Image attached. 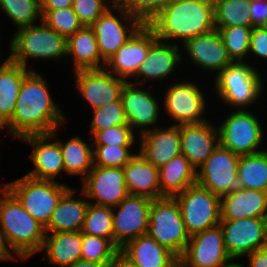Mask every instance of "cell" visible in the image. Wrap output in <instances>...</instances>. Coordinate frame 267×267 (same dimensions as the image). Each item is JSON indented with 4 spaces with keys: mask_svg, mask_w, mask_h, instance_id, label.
Returning <instances> with one entry per match:
<instances>
[{
    "mask_svg": "<svg viewBox=\"0 0 267 267\" xmlns=\"http://www.w3.org/2000/svg\"><path fill=\"white\" fill-rule=\"evenodd\" d=\"M67 118L53 100L47 80L32 70L23 80L12 118L4 125L11 137L51 133Z\"/></svg>",
    "mask_w": 267,
    "mask_h": 267,
    "instance_id": "6da1fadb",
    "label": "cell"
},
{
    "mask_svg": "<svg viewBox=\"0 0 267 267\" xmlns=\"http://www.w3.org/2000/svg\"><path fill=\"white\" fill-rule=\"evenodd\" d=\"M148 25L157 39L181 41L184 45L189 39L216 29L213 0H171Z\"/></svg>",
    "mask_w": 267,
    "mask_h": 267,
    "instance_id": "7a4b0ae2",
    "label": "cell"
},
{
    "mask_svg": "<svg viewBox=\"0 0 267 267\" xmlns=\"http://www.w3.org/2000/svg\"><path fill=\"white\" fill-rule=\"evenodd\" d=\"M0 225L10 247L20 259L26 260L40 252L46 235L45 227L4 185L0 188Z\"/></svg>",
    "mask_w": 267,
    "mask_h": 267,
    "instance_id": "3957f363",
    "label": "cell"
},
{
    "mask_svg": "<svg viewBox=\"0 0 267 267\" xmlns=\"http://www.w3.org/2000/svg\"><path fill=\"white\" fill-rule=\"evenodd\" d=\"M7 59L27 68L28 59L60 60L67 56V38L43 21L17 29L9 43ZM63 57V58H62Z\"/></svg>",
    "mask_w": 267,
    "mask_h": 267,
    "instance_id": "277c9868",
    "label": "cell"
},
{
    "mask_svg": "<svg viewBox=\"0 0 267 267\" xmlns=\"http://www.w3.org/2000/svg\"><path fill=\"white\" fill-rule=\"evenodd\" d=\"M257 71L250 63L233 62L214 76L216 95L235 109L251 108L264 91V81Z\"/></svg>",
    "mask_w": 267,
    "mask_h": 267,
    "instance_id": "5b68a950",
    "label": "cell"
},
{
    "mask_svg": "<svg viewBox=\"0 0 267 267\" xmlns=\"http://www.w3.org/2000/svg\"><path fill=\"white\" fill-rule=\"evenodd\" d=\"M4 185L23 208L46 227L61 197L71 188L52 180H39L23 175Z\"/></svg>",
    "mask_w": 267,
    "mask_h": 267,
    "instance_id": "8992f818",
    "label": "cell"
},
{
    "mask_svg": "<svg viewBox=\"0 0 267 267\" xmlns=\"http://www.w3.org/2000/svg\"><path fill=\"white\" fill-rule=\"evenodd\" d=\"M147 234L177 257L183 255L190 236L174 197H162L152 201Z\"/></svg>",
    "mask_w": 267,
    "mask_h": 267,
    "instance_id": "52a82bcc",
    "label": "cell"
},
{
    "mask_svg": "<svg viewBox=\"0 0 267 267\" xmlns=\"http://www.w3.org/2000/svg\"><path fill=\"white\" fill-rule=\"evenodd\" d=\"M179 204L185 229L191 237L215 227L221 221V197L199 184L174 196Z\"/></svg>",
    "mask_w": 267,
    "mask_h": 267,
    "instance_id": "ba28073f",
    "label": "cell"
},
{
    "mask_svg": "<svg viewBox=\"0 0 267 267\" xmlns=\"http://www.w3.org/2000/svg\"><path fill=\"white\" fill-rule=\"evenodd\" d=\"M260 124L250 110H233L218 126L219 144L240 156L261 152L264 132Z\"/></svg>",
    "mask_w": 267,
    "mask_h": 267,
    "instance_id": "9c48e42d",
    "label": "cell"
},
{
    "mask_svg": "<svg viewBox=\"0 0 267 267\" xmlns=\"http://www.w3.org/2000/svg\"><path fill=\"white\" fill-rule=\"evenodd\" d=\"M240 155L219 144L196 170V183L220 197L244 189L237 176Z\"/></svg>",
    "mask_w": 267,
    "mask_h": 267,
    "instance_id": "30bf717a",
    "label": "cell"
},
{
    "mask_svg": "<svg viewBox=\"0 0 267 267\" xmlns=\"http://www.w3.org/2000/svg\"><path fill=\"white\" fill-rule=\"evenodd\" d=\"M224 245L229 257L234 260L265 248L267 218L221 219Z\"/></svg>",
    "mask_w": 267,
    "mask_h": 267,
    "instance_id": "8fae6325",
    "label": "cell"
},
{
    "mask_svg": "<svg viewBox=\"0 0 267 267\" xmlns=\"http://www.w3.org/2000/svg\"><path fill=\"white\" fill-rule=\"evenodd\" d=\"M170 84L163 97L164 110L175 126L197 124L206 121L204 118L206 98L202 90L191 80Z\"/></svg>",
    "mask_w": 267,
    "mask_h": 267,
    "instance_id": "7c38bea8",
    "label": "cell"
},
{
    "mask_svg": "<svg viewBox=\"0 0 267 267\" xmlns=\"http://www.w3.org/2000/svg\"><path fill=\"white\" fill-rule=\"evenodd\" d=\"M152 201L148 197L128 194L112 207L114 245L119 250L132 239L147 234Z\"/></svg>",
    "mask_w": 267,
    "mask_h": 267,
    "instance_id": "4fadbf2b",
    "label": "cell"
},
{
    "mask_svg": "<svg viewBox=\"0 0 267 267\" xmlns=\"http://www.w3.org/2000/svg\"><path fill=\"white\" fill-rule=\"evenodd\" d=\"M114 13H120L121 19ZM141 25L137 18L114 3L91 25L101 57L107 61Z\"/></svg>",
    "mask_w": 267,
    "mask_h": 267,
    "instance_id": "5bb4252c",
    "label": "cell"
},
{
    "mask_svg": "<svg viewBox=\"0 0 267 267\" xmlns=\"http://www.w3.org/2000/svg\"><path fill=\"white\" fill-rule=\"evenodd\" d=\"M81 191L89 203L117 206L128 195L123 168L93 166L82 180Z\"/></svg>",
    "mask_w": 267,
    "mask_h": 267,
    "instance_id": "9a60e30c",
    "label": "cell"
},
{
    "mask_svg": "<svg viewBox=\"0 0 267 267\" xmlns=\"http://www.w3.org/2000/svg\"><path fill=\"white\" fill-rule=\"evenodd\" d=\"M75 87L92 111L120 99L126 80L110 73L106 68L75 71Z\"/></svg>",
    "mask_w": 267,
    "mask_h": 267,
    "instance_id": "2e32d148",
    "label": "cell"
},
{
    "mask_svg": "<svg viewBox=\"0 0 267 267\" xmlns=\"http://www.w3.org/2000/svg\"><path fill=\"white\" fill-rule=\"evenodd\" d=\"M181 258L193 267H228L233 263L220 224L192 235Z\"/></svg>",
    "mask_w": 267,
    "mask_h": 267,
    "instance_id": "e0dca14e",
    "label": "cell"
},
{
    "mask_svg": "<svg viewBox=\"0 0 267 267\" xmlns=\"http://www.w3.org/2000/svg\"><path fill=\"white\" fill-rule=\"evenodd\" d=\"M58 129L51 133L25 135L19 139L33 148L29 157L34 167L25 175L39 180L56 181L55 178L60 173H65L60 144L57 139L51 141L58 134Z\"/></svg>",
    "mask_w": 267,
    "mask_h": 267,
    "instance_id": "ac0fdd59",
    "label": "cell"
},
{
    "mask_svg": "<svg viewBox=\"0 0 267 267\" xmlns=\"http://www.w3.org/2000/svg\"><path fill=\"white\" fill-rule=\"evenodd\" d=\"M157 40L153 29L142 24L128 41L107 61L105 68L112 74L126 81L133 77L140 64L149 53L150 46Z\"/></svg>",
    "mask_w": 267,
    "mask_h": 267,
    "instance_id": "d6986e66",
    "label": "cell"
},
{
    "mask_svg": "<svg viewBox=\"0 0 267 267\" xmlns=\"http://www.w3.org/2000/svg\"><path fill=\"white\" fill-rule=\"evenodd\" d=\"M141 86L126 81L120 94L127 122L133 131L140 128L138 135L157 127L154 125L158 124L161 109L153 93L141 89Z\"/></svg>",
    "mask_w": 267,
    "mask_h": 267,
    "instance_id": "ffe728a7",
    "label": "cell"
},
{
    "mask_svg": "<svg viewBox=\"0 0 267 267\" xmlns=\"http://www.w3.org/2000/svg\"><path fill=\"white\" fill-rule=\"evenodd\" d=\"M180 45L157 39L149 48V53L140 64L136 74L132 77L134 84L144 85L149 80L168 79L182 62ZM146 81V82H145Z\"/></svg>",
    "mask_w": 267,
    "mask_h": 267,
    "instance_id": "44dd1931",
    "label": "cell"
},
{
    "mask_svg": "<svg viewBox=\"0 0 267 267\" xmlns=\"http://www.w3.org/2000/svg\"><path fill=\"white\" fill-rule=\"evenodd\" d=\"M182 47L191 63L202 71H213L218 75L233 63L217 29L189 39Z\"/></svg>",
    "mask_w": 267,
    "mask_h": 267,
    "instance_id": "7402d4cb",
    "label": "cell"
},
{
    "mask_svg": "<svg viewBox=\"0 0 267 267\" xmlns=\"http://www.w3.org/2000/svg\"><path fill=\"white\" fill-rule=\"evenodd\" d=\"M181 153L197 170L219 145L218 127L210 120L180 125Z\"/></svg>",
    "mask_w": 267,
    "mask_h": 267,
    "instance_id": "603a6c76",
    "label": "cell"
},
{
    "mask_svg": "<svg viewBox=\"0 0 267 267\" xmlns=\"http://www.w3.org/2000/svg\"><path fill=\"white\" fill-rule=\"evenodd\" d=\"M139 153L156 168L181 154L180 125L156 127L140 135Z\"/></svg>",
    "mask_w": 267,
    "mask_h": 267,
    "instance_id": "cb8c5ba5",
    "label": "cell"
},
{
    "mask_svg": "<svg viewBox=\"0 0 267 267\" xmlns=\"http://www.w3.org/2000/svg\"><path fill=\"white\" fill-rule=\"evenodd\" d=\"M78 190L70 188L60 199L52 213L45 232H78L82 231L86 212L89 206L85 194L81 191V197H74Z\"/></svg>",
    "mask_w": 267,
    "mask_h": 267,
    "instance_id": "d4e9b609",
    "label": "cell"
},
{
    "mask_svg": "<svg viewBox=\"0 0 267 267\" xmlns=\"http://www.w3.org/2000/svg\"><path fill=\"white\" fill-rule=\"evenodd\" d=\"M221 219L267 218V192L242 189L221 197Z\"/></svg>",
    "mask_w": 267,
    "mask_h": 267,
    "instance_id": "484cf974",
    "label": "cell"
},
{
    "mask_svg": "<svg viewBox=\"0 0 267 267\" xmlns=\"http://www.w3.org/2000/svg\"><path fill=\"white\" fill-rule=\"evenodd\" d=\"M128 194L160 198L159 169L139 152L123 167Z\"/></svg>",
    "mask_w": 267,
    "mask_h": 267,
    "instance_id": "4316f807",
    "label": "cell"
},
{
    "mask_svg": "<svg viewBox=\"0 0 267 267\" xmlns=\"http://www.w3.org/2000/svg\"><path fill=\"white\" fill-rule=\"evenodd\" d=\"M73 61L74 72L78 70L105 68L97 39L91 26H83L67 39V57Z\"/></svg>",
    "mask_w": 267,
    "mask_h": 267,
    "instance_id": "83f0119b",
    "label": "cell"
},
{
    "mask_svg": "<svg viewBox=\"0 0 267 267\" xmlns=\"http://www.w3.org/2000/svg\"><path fill=\"white\" fill-rule=\"evenodd\" d=\"M120 251L138 267H171L177 258L148 234L127 242Z\"/></svg>",
    "mask_w": 267,
    "mask_h": 267,
    "instance_id": "f1b7e54d",
    "label": "cell"
},
{
    "mask_svg": "<svg viewBox=\"0 0 267 267\" xmlns=\"http://www.w3.org/2000/svg\"><path fill=\"white\" fill-rule=\"evenodd\" d=\"M40 251H45L49 264L69 266L81 259L82 232H46Z\"/></svg>",
    "mask_w": 267,
    "mask_h": 267,
    "instance_id": "f546056e",
    "label": "cell"
},
{
    "mask_svg": "<svg viewBox=\"0 0 267 267\" xmlns=\"http://www.w3.org/2000/svg\"><path fill=\"white\" fill-rule=\"evenodd\" d=\"M160 198L174 197L196 184V170L181 153L159 168Z\"/></svg>",
    "mask_w": 267,
    "mask_h": 267,
    "instance_id": "4dcf8cb0",
    "label": "cell"
},
{
    "mask_svg": "<svg viewBox=\"0 0 267 267\" xmlns=\"http://www.w3.org/2000/svg\"><path fill=\"white\" fill-rule=\"evenodd\" d=\"M32 70L9 60L0 67V123L3 126L12 118L23 80Z\"/></svg>",
    "mask_w": 267,
    "mask_h": 267,
    "instance_id": "1f68e13d",
    "label": "cell"
},
{
    "mask_svg": "<svg viewBox=\"0 0 267 267\" xmlns=\"http://www.w3.org/2000/svg\"><path fill=\"white\" fill-rule=\"evenodd\" d=\"M61 147L65 175L79 176L83 180L93 168V145L73 136L67 142L58 141ZM82 176V177H81Z\"/></svg>",
    "mask_w": 267,
    "mask_h": 267,
    "instance_id": "d6a6232c",
    "label": "cell"
},
{
    "mask_svg": "<svg viewBox=\"0 0 267 267\" xmlns=\"http://www.w3.org/2000/svg\"><path fill=\"white\" fill-rule=\"evenodd\" d=\"M237 176L244 182V189L267 192V153L241 155Z\"/></svg>",
    "mask_w": 267,
    "mask_h": 267,
    "instance_id": "836d02e7",
    "label": "cell"
},
{
    "mask_svg": "<svg viewBox=\"0 0 267 267\" xmlns=\"http://www.w3.org/2000/svg\"><path fill=\"white\" fill-rule=\"evenodd\" d=\"M251 0H213L215 27H252L248 13Z\"/></svg>",
    "mask_w": 267,
    "mask_h": 267,
    "instance_id": "e575fe53",
    "label": "cell"
},
{
    "mask_svg": "<svg viewBox=\"0 0 267 267\" xmlns=\"http://www.w3.org/2000/svg\"><path fill=\"white\" fill-rule=\"evenodd\" d=\"M0 8L17 29L42 21L40 0H0Z\"/></svg>",
    "mask_w": 267,
    "mask_h": 267,
    "instance_id": "d590c367",
    "label": "cell"
},
{
    "mask_svg": "<svg viewBox=\"0 0 267 267\" xmlns=\"http://www.w3.org/2000/svg\"><path fill=\"white\" fill-rule=\"evenodd\" d=\"M252 28L243 26L216 27L233 62H246L245 59L249 57Z\"/></svg>",
    "mask_w": 267,
    "mask_h": 267,
    "instance_id": "8d00e7d4",
    "label": "cell"
},
{
    "mask_svg": "<svg viewBox=\"0 0 267 267\" xmlns=\"http://www.w3.org/2000/svg\"><path fill=\"white\" fill-rule=\"evenodd\" d=\"M112 218V207L89 203L81 232L109 239L114 244Z\"/></svg>",
    "mask_w": 267,
    "mask_h": 267,
    "instance_id": "74e56055",
    "label": "cell"
},
{
    "mask_svg": "<svg viewBox=\"0 0 267 267\" xmlns=\"http://www.w3.org/2000/svg\"><path fill=\"white\" fill-rule=\"evenodd\" d=\"M119 249L106 238L82 233L81 259L109 267Z\"/></svg>",
    "mask_w": 267,
    "mask_h": 267,
    "instance_id": "f35d334b",
    "label": "cell"
},
{
    "mask_svg": "<svg viewBox=\"0 0 267 267\" xmlns=\"http://www.w3.org/2000/svg\"><path fill=\"white\" fill-rule=\"evenodd\" d=\"M40 11L42 21L67 39L83 27L72 7Z\"/></svg>",
    "mask_w": 267,
    "mask_h": 267,
    "instance_id": "ab89813d",
    "label": "cell"
},
{
    "mask_svg": "<svg viewBox=\"0 0 267 267\" xmlns=\"http://www.w3.org/2000/svg\"><path fill=\"white\" fill-rule=\"evenodd\" d=\"M131 148L133 147L93 145V164L100 167L123 168L136 154L131 152Z\"/></svg>",
    "mask_w": 267,
    "mask_h": 267,
    "instance_id": "60d3db41",
    "label": "cell"
},
{
    "mask_svg": "<svg viewBox=\"0 0 267 267\" xmlns=\"http://www.w3.org/2000/svg\"><path fill=\"white\" fill-rule=\"evenodd\" d=\"M171 0H115L114 3L142 24H148Z\"/></svg>",
    "mask_w": 267,
    "mask_h": 267,
    "instance_id": "b9f144b4",
    "label": "cell"
},
{
    "mask_svg": "<svg viewBox=\"0 0 267 267\" xmlns=\"http://www.w3.org/2000/svg\"><path fill=\"white\" fill-rule=\"evenodd\" d=\"M90 134L115 125L128 124L121 99L93 111Z\"/></svg>",
    "mask_w": 267,
    "mask_h": 267,
    "instance_id": "7bdbcfd3",
    "label": "cell"
},
{
    "mask_svg": "<svg viewBox=\"0 0 267 267\" xmlns=\"http://www.w3.org/2000/svg\"><path fill=\"white\" fill-rule=\"evenodd\" d=\"M136 135L129 124L115 125L91 135L92 145L134 146Z\"/></svg>",
    "mask_w": 267,
    "mask_h": 267,
    "instance_id": "ee69618b",
    "label": "cell"
},
{
    "mask_svg": "<svg viewBox=\"0 0 267 267\" xmlns=\"http://www.w3.org/2000/svg\"><path fill=\"white\" fill-rule=\"evenodd\" d=\"M114 1L115 0H73L72 9L77 14L83 26H91L114 4Z\"/></svg>",
    "mask_w": 267,
    "mask_h": 267,
    "instance_id": "f6af8a7d",
    "label": "cell"
},
{
    "mask_svg": "<svg viewBox=\"0 0 267 267\" xmlns=\"http://www.w3.org/2000/svg\"><path fill=\"white\" fill-rule=\"evenodd\" d=\"M250 54L259 59L267 60V28L265 26L253 27L250 34Z\"/></svg>",
    "mask_w": 267,
    "mask_h": 267,
    "instance_id": "bcb514c9",
    "label": "cell"
},
{
    "mask_svg": "<svg viewBox=\"0 0 267 267\" xmlns=\"http://www.w3.org/2000/svg\"><path fill=\"white\" fill-rule=\"evenodd\" d=\"M248 13L252 20V27L265 26L267 24V0H251Z\"/></svg>",
    "mask_w": 267,
    "mask_h": 267,
    "instance_id": "7dc6e473",
    "label": "cell"
},
{
    "mask_svg": "<svg viewBox=\"0 0 267 267\" xmlns=\"http://www.w3.org/2000/svg\"><path fill=\"white\" fill-rule=\"evenodd\" d=\"M12 248L10 247L5 232L3 231L0 225V261L6 260H18L20 258L15 252H12Z\"/></svg>",
    "mask_w": 267,
    "mask_h": 267,
    "instance_id": "c3c4849f",
    "label": "cell"
},
{
    "mask_svg": "<svg viewBox=\"0 0 267 267\" xmlns=\"http://www.w3.org/2000/svg\"><path fill=\"white\" fill-rule=\"evenodd\" d=\"M246 257L247 259H249L247 267H267V249L266 248L256 250L248 254Z\"/></svg>",
    "mask_w": 267,
    "mask_h": 267,
    "instance_id": "681fc988",
    "label": "cell"
},
{
    "mask_svg": "<svg viewBox=\"0 0 267 267\" xmlns=\"http://www.w3.org/2000/svg\"><path fill=\"white\" fill-rule=\"evenodd\" d=\"M73 0H40V10H55L72 7Z\"/></svg>",
    "mask_w": 267,
    "mask_h": 267,
    "instance_id": "f907efd6",
    "label": "cell"
},
{
    "mask_svg": "<svg viewBox=\"0 0 267 267\" xmlns=\"http://www.w3.org/2000/svg\"><path fill=\"white\" fill-rule=\"evenodd\" d=\"M109 267H138L120 250L114 255Z\"/></svg>",
    "mask_w": 267,
    "mask_h": 267,
    "instance_id": "816d5d0a",
    "label": "cell"
},
{
    "mask_svg": "<svg viewBox=\"0 0 267 267\" xmlns=\"http://www.w3.org/2000/svg\"><path fill=\"white\" fill-rule=\"evenodd\" d=\"M66 267H106V266L96 262L79 259L78 261H75L74 263Z\"/></svg>",
    "mask_w": 267,
    "mask_h": 267,
    "instance_id": "f5cc1de1",
    "label": "cell"
},
{
    "mask_svg": "<svg viewBox=\"0 0 267 267\" xmlns=\"http://www.w3.org/2000/svg\"><path fill=\"white\" fill-rule=\"evenodd\" d=\"M171 267H193L191 265H189L184 259H182L181 257H177Z\"/></svg>",
    "mask_w": 267,
    "mask_h": 267,
    "instance_id": "db71d44e",
    "label": "cell"
},
{
    "mask_svg": "<svg viewBox=\"0 0 267 267\" xmlns=\"http://www.w3.org/2000/svg\"><path fill=\"white\" fill-rule=\"evenodd\" d=\"M228 267H245V266H244V264H241V263H239V262L236 261V263L233 262V263H232L231 265H229Z\"/></svg>",
    "mask_w": 267,
    "mask_h": 267,
    "instance_id": "11a10c76",
    "label": "cell"
},
{
    "mask_svg": "<svg viewBox=\"0 0 267 267\" xmlns=\"http://www.w3.org/2000/svg\"><path fill=\"white\" fill-rule=\"evenodd\" d=\"M1 47V46H0ZM1 54V53H0ZM0 57H1V55H0ZM1 59V58H0ZM8 59H6L5 61H3L2 63H1V60H0V67L7 61Z\"/></svg>",
    "mask_w": 267,
    "mask_h": 267,
    "instance_id": "9f6ffc18",
    "label": "cell"
},
{
    "mask_svg": "<svg viewBox=\"0 0 267 267\" xmlns=\"http://www.w3.org/2000/svg\"><path fill=\"white\" fill-rule=\"evenodd\" d=\"M4 126L0 123V131L3 130Z\"/></svg>",
    "mask_w": 267,
    "mask_h": 267,
    "instance_id": "6f0895ef",
    "label": "cell"
}]
</instances>
